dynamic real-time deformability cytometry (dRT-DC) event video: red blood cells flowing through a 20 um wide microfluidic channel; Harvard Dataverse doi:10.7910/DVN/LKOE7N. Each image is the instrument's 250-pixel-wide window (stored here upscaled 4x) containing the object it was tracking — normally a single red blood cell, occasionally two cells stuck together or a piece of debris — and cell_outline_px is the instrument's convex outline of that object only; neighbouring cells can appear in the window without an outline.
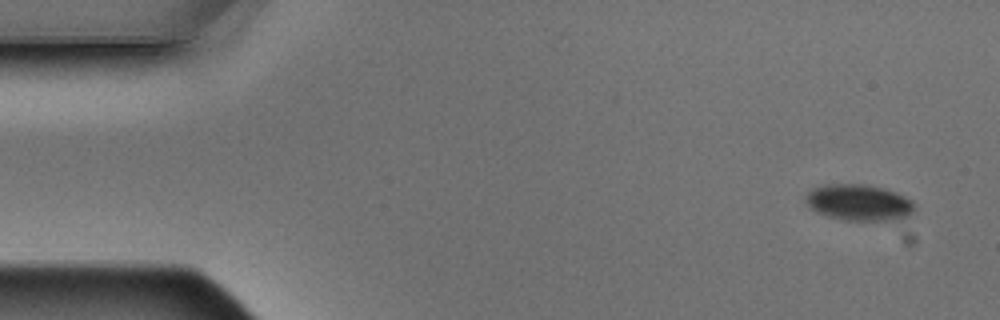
{"species": "Egyptian fruit bat (a non-hibernating species)", "species_latin": "Rousettus aegyptiacus", "temperature_condition": "warm", "stored_images_in_passage": 3, "camera_frame_rate_fps": 3000, "um_per_image_px": 0.085, "animal": {"sex": "male"}, "frame": {"image": 1, "passage_image": 1, "time_ms": 0.0, "image_size_px": [1000, 320], "cell_outline_px": [[916, 204], [912, 212], [908, 216], [900, 220], [844, 220], [828, 216], [816, 212], [804, 200], [804, 196], [812, 188], [824, 184], [864, 184], [884, 188], [896, 192], [912, 200]], "centroid_in_image_um": [73.01, 17.21], "position_along_channel_um": 12.0, "area_um2": 23.18}}
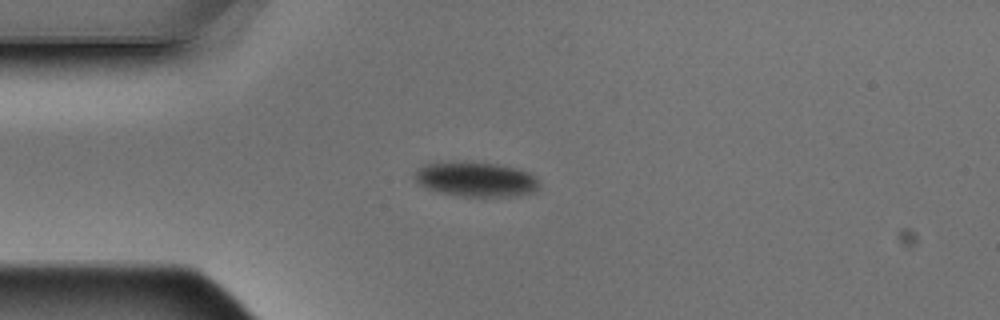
{"frame": {"image": 2, "passage_image": 3, "time_ms": 0.667, "image_size_px": [1000, 320], "cell_outline_px": [[540, 184], [536, 192], [512, 196], [464, 196], [440, 192], [416, 184], [412, 176], [416, 168], [424, 164], [444, 160], [464, 160], [500, 164], [516, 168], [528, 172], [536, 176]], "centroid_in_image_um": [40.39, 15.19], "position_along_channel_um": 44.6, "area_um2": 26.07}}